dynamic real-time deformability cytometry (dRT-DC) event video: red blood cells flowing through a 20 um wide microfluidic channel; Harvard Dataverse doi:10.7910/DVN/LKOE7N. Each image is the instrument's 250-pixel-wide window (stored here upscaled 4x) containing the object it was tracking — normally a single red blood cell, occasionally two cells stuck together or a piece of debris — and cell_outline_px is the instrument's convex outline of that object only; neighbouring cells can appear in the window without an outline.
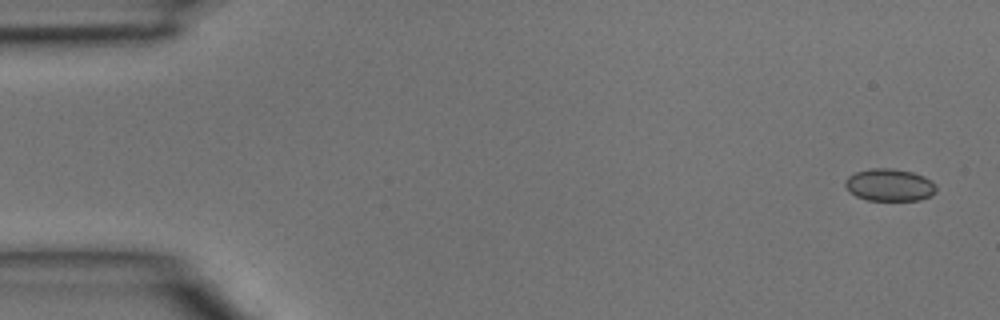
{"species": "common noctule bat (a hibernating species)", "species_latin": "Nyctalus noctula", "temperature_condition": "room temperature", "stored_images_in_passage": 4, "camera_frame_rate_fps": 3000, "um_per_image_px": 0.085, "animal": {"sex": "male", "body_mass_g": 15.6}, "frame": {"image": 1, "passage_image": 1, "time_ms": 0.0, "image_size_px": [1000, 320], "cell_outline_px": [[936, 192], [932, 196], [920, 200], [868, 200], [856, 196], [844, 184], [844, 180], [848, 176], [856, 172], [872, 168], [892, 168], [912, 172], [924, 176], [936, 184]], "centroid_in_image_um": [75.64, 15.72], "position_along_channel_um": 9.4, "area_um2": 17.17}}